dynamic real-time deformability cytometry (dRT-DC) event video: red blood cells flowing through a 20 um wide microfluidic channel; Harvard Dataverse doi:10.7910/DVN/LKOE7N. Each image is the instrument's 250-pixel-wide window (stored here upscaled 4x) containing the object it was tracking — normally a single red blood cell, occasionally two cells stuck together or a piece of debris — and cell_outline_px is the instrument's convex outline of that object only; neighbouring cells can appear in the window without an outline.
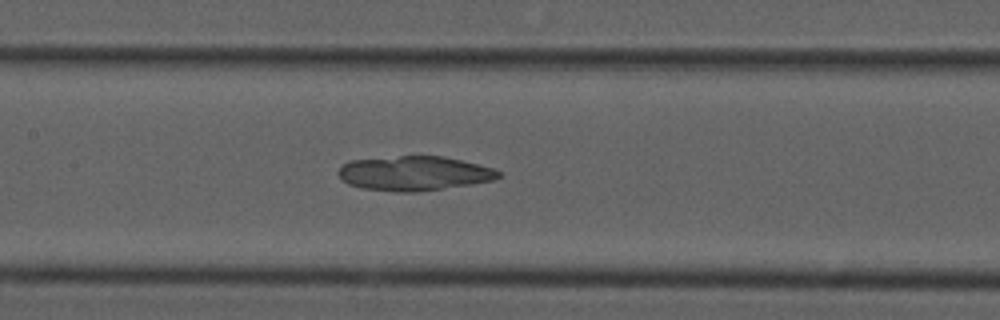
{"species": "common noctule bat (a hibernating species)", "species_latin": "Nyctalus noctula", "temperature_condition": "cold", "stored_images_in_passage": 33, "camera_frame_rate_fps": 3000, "um_per_image_px": 0.085, "animal": {"sex": "male", "forearm_length_mm": 52.5}, "frame": {"image": 1, "passage_image": 14, "time_ms": 4.333, "image_size_px": [1000, 320], "cell_outline_px": [[504, 176], [492, 180], [472, 184], [416, 192], [396, 192], [364, 188], [348, 184], [340, 176], [340, 168], [344, 164], [352, 160], [400, 156], [444, 156], [492, 168], [500, 172]], "centroid_in_image_um": [35.24, 14.74], "position_along_channel_um": 172.2, "area_um2": 31.79}}
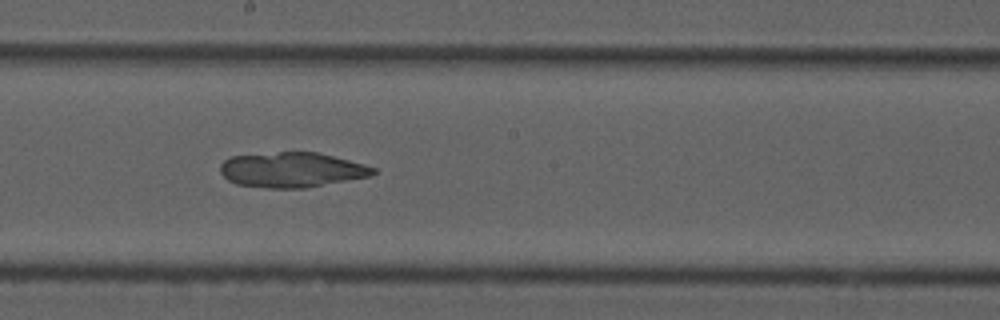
{"frame": {"image": 2, "passage_image": 18, "time_ms": 5.667, "image_size_px": [1000, 320], "cell_outline_px": [[376, 172], [372, 176], [304, 188], [264, 188], [236, 184], [228, 180], [220, 172], [220, 164], [224, 160], [232, 156], [280, 152], [316, 152], [364, 164], [376, 168]], "centroid_in_image_um": [24.79, 14.44], "position_along_channel_um": 223.4, "area_um2": 31.15}}
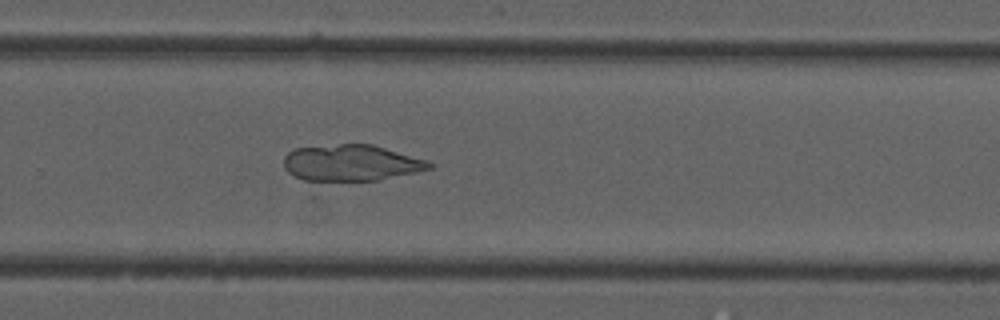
{"frame": {"image": 3, "passage_image": 24, "time_ms": 7.667, "image_size_px": [1000, 320], "cell_outline_px": [[432, 168], [416, 172], [380, 180], [304, 180], [292, 176], [284, 168], [284, 156], [288, 152], [296, 148], [340, 144], [372, 144], [428, 160], [432, 164]], "centroid_in_image_um": [29.84, 13.84], "position_along_channel_um": 300.0, "area_um2": 30.63}}